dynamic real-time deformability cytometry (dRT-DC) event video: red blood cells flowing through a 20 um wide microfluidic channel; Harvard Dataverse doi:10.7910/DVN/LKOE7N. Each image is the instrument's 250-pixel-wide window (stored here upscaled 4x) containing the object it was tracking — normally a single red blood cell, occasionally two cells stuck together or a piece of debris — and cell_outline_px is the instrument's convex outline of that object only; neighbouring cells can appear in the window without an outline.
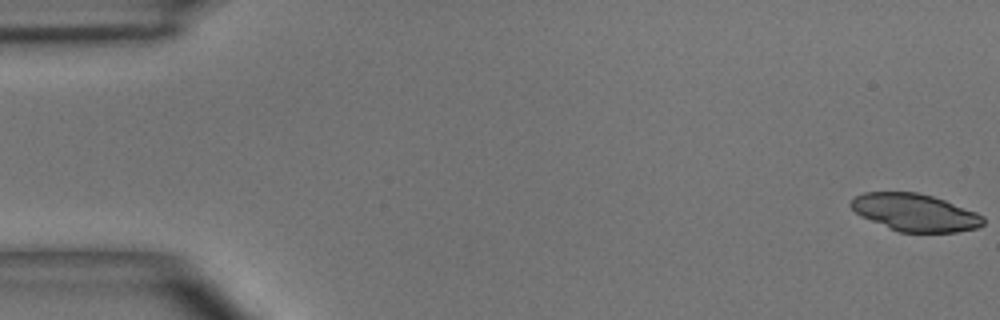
{"species": "common noctule bat (a hibernating species)", "species_latin": "Nyctalus noctula", "temperature_condition": "room temperature", "stored_images_in_passage": 5, "camera_frame_rate_fps": 3000, "um_per_image_px": 0.085, "animal": {"sex": "male", "body_mass_g": 15.6}, "frame": {"image": 1, "passage_image": 1, "time_ms": 0.0, "image_size_px": [1000, 320], "cell_outline_px": [[984, 224], [976, 228], [956, 232], [900, 232], [888, 228], [860, 216], [848, 204], [856, 196], [864, 192], [916, 192], [932, 196], [944, 200], [976, 212], [984, 216]], "centroid_in_image_um": [77.76, 18.06], "position_along_channel_um": 7.2, "area_um2": 28.73}}
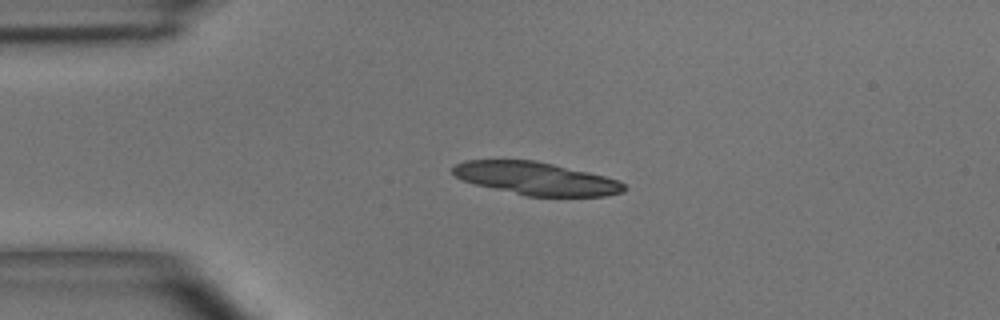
{"frame": {"image": 2, "passage_image": 4, "time_ms": 3.667, "image_size_px": [1000, 320], "cell_outline_px": [[628, 188], [624, 192], [604, 196], [528, 196], [476, 184], [464, 180], [456, 176], [452, 172], [452, 168], [456, 164], [468, 160], [536, 160], [588, 172], [620, 180]], "centroid_in_image_um": [45.62, 15.17], "position_along_channel_um": 39.4, "area_um2": 32.48}}